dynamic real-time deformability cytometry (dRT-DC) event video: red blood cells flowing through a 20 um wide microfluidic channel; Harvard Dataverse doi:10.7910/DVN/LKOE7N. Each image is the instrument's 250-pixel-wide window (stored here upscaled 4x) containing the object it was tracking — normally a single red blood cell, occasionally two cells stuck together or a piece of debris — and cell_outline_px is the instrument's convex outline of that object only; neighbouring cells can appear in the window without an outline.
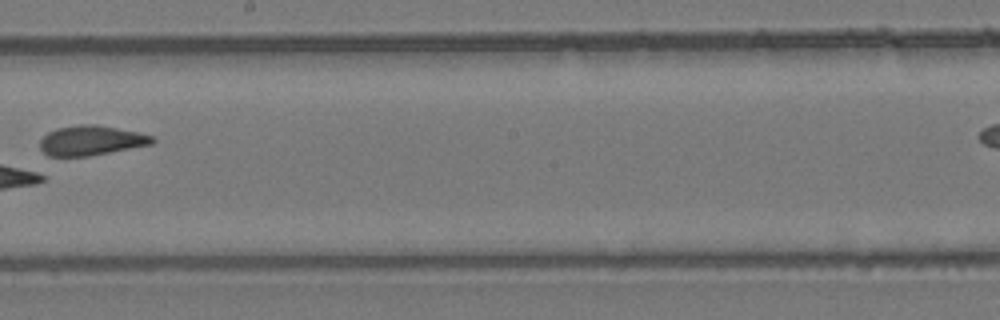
{"species": "common noctule bat (a hibernating species)", "species_latin": "Nyctalus noctula", "temperature_condition": "room temperature", "stored_images_in_passage": 11, "camera_frame_rate_fps": 3000, "um_per_image_px": 0.085, "animal": {"sex": "female", "body_mass_g": 24.6, "forearm_length_mm": 56.2}, "frame": {"image": 1, "passage_image": 8, "time_ms": 2.333, "image_size_px": [1000, 320], "cell_outline_px": [[156, 140], [152, 144], [88, 156], [48, 156], [40, 148], [40, 140], [48, 132], [56, 128], [80, 124], [96, 124], [136, 132], [152, 136]], "centroid_in_image_um": [7.71, 11.94], "position_along_channel_um": 240.5, "area_um2": 19.31}}
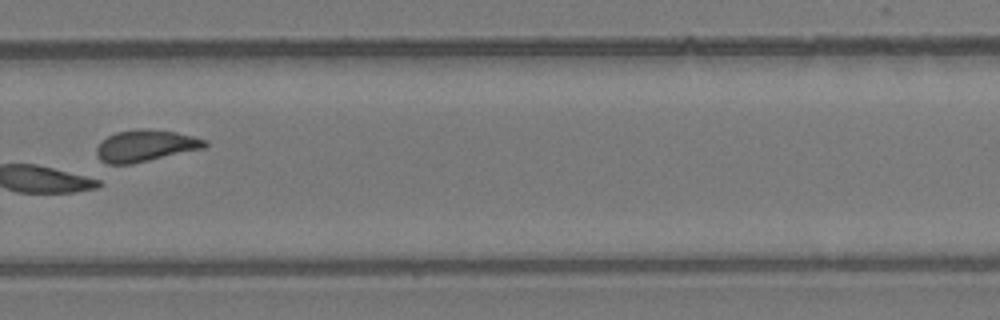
{"frame": {"image": 2, "passage_image": 10, "time_ms": 3.0, "image_size_px": [1000, 320], "cell_outline_px": [[208, 144], [204, 148], [132, 164], [108, 164], [100, 160], [96, 152], [96, 148], [100, 140], [116, 132], [140, 128], [144, 128], [176, 132], [208, 140]], "centroid_in_image_um": [12.35, 12.38], "position_along_channel_um": 317.5, "area_um2": 20.06}}